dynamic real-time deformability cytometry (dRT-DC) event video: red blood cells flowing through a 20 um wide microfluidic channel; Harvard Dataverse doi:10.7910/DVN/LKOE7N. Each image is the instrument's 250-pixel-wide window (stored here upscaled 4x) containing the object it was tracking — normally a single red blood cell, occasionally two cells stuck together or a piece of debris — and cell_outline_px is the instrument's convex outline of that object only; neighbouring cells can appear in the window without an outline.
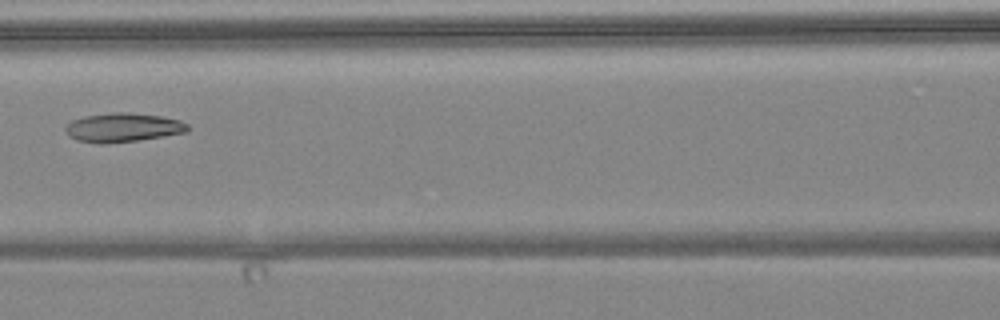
{"species": "common noctule bat (a hibernating species)", "species_latin": "Nyctalus noctula", "temperature_condition": "warm", "stored_images_in_passage": 4, "camera_frame_rate_fps": 3000, "um_per_image_px": 0.085, "animal": {"sex": "female", "body_mass_g": 24.6, "forearm_length_mm": 56.2}, "frame": {"image": 1, "passage_image": 4, "time_ms": 3.333, "image_size_px": [1000, 320], "cell_outline_px": [[188, 132], [136, 140], [100, 144], [76, 140], [68, 136], [64, 128], [72, 120], [84, 116], [116, 112], [128, 112], [160, 116], [180, 120], [188, 124]], "centroid_in_image_um": [10.42, 10.83], "position_along_channel_um": 156.2, "area_um2": 20.52}}